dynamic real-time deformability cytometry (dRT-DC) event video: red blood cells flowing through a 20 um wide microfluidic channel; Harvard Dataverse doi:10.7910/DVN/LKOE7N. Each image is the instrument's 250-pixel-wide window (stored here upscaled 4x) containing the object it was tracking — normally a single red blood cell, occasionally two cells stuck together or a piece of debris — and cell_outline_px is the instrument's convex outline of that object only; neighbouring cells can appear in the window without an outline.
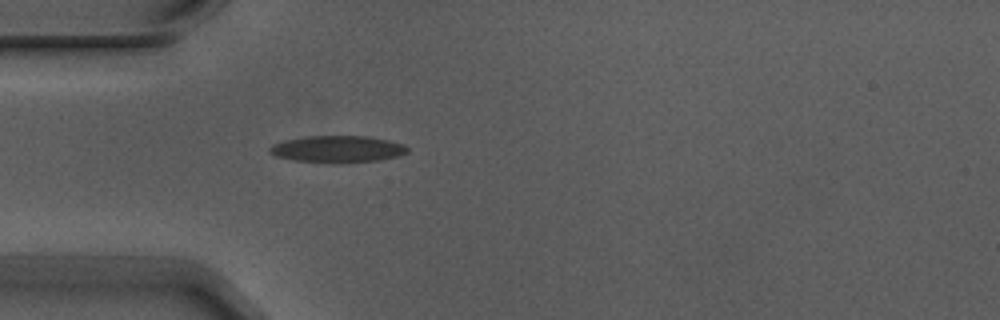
{"species": "Egyptian fruit bat (a non-hibernating species)", "species_latin": "Rousettus aegyptiacus", "temperature_condition": "warm", "stored_images_in_passage": 2, "camera_frame_rate_fps": 3000, "um_per_image_px": 0.085, "animal": {"sex": "male"}, "frame": {"image": 1, "passage_image": 2, "time_ms": 0.333, "image_size_px": [1000, 320], "cell_outline_px": [[408, 152], [396, 156], [380, 160], [292, 160], [276, 156], [268, 152], [268, 148], [272, 144], [284, 140], [308, 136], [364, 136], [388, 140], [404, 144], [408, 148]], "centroid_in_image_um": [28.66, 12.62], "position_along_channel_um": 56.3, "area_um2": 20.46}}